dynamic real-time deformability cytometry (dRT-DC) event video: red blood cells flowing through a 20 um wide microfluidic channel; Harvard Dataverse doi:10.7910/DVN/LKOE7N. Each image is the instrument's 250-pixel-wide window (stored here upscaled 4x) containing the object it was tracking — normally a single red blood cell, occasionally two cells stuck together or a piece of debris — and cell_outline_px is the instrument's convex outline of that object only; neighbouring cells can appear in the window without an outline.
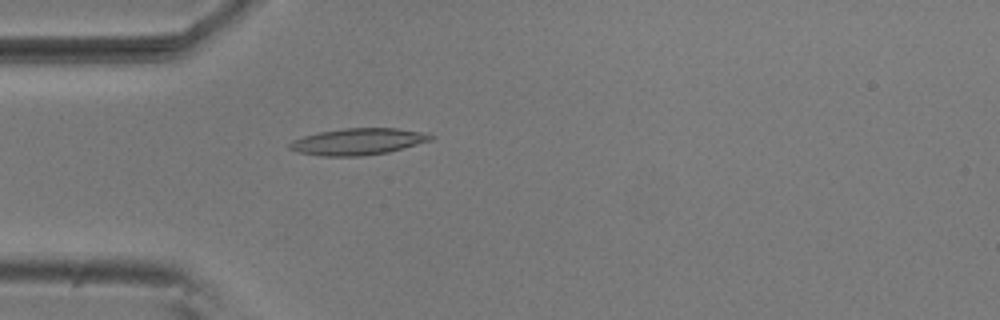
{"species": "common noctule bat (a hibernating species)", "species_latin": "Nyctalus noctula", "temperature_condition": "room temperature", "stored_images_in_passage": 5, "camera_frame_rate_fps": 3000, "um_per_image_px": 0.085, "animal": {"sex": "male", "body_mass_g": 20.5, "forearm_length_mm": 52.5}, "frame": {"image": 1, "passage_image": 5, "time_ms": 1.333, "image_size_px": [1000, 320], "cell_outline_px": [[436, 136], [432, 140], [388, 152], [364, 156], [320, 156], [296, 152], [288, 148], [288, 144], [292, 140], [304, 136], [320, 132], [344, 128], [396, 128], [424, 132]], "centroid_in_image_um": [30.42, 12.04], "position_along_channel_um": 54.6, "area_um2": 21.96}}